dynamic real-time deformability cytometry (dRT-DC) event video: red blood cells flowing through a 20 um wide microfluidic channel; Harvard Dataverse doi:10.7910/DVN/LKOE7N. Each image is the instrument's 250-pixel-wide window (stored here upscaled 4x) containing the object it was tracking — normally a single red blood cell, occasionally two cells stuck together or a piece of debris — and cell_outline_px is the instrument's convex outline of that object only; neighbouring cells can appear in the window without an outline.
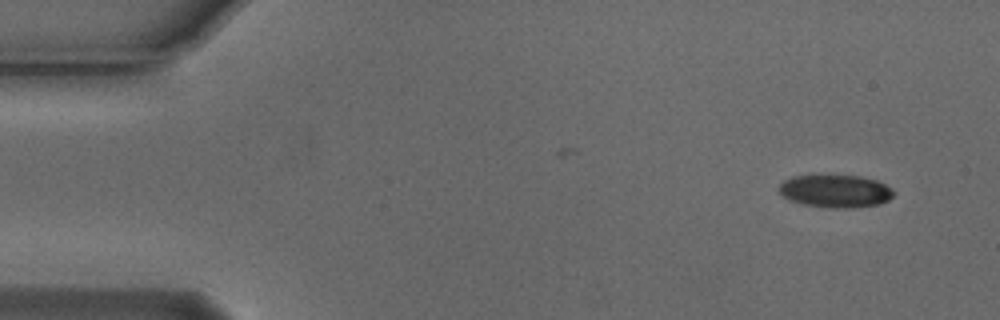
{"species": "Egyptian fruit bat (a non-hibernating species)", "species_latin": "Rousettus aegyptiacus", "temperature_condition": "cold", "stored_images_in_passage": 2, "camera_frame_rate_fps": 3000, "um_per_image_px": 0.085, "animal": {"sex": "male"}, "frame": {"image": 1, "passage_image": 2, "time_ms": 0.333, "image_size_px": [1000, 320], "cell_outline_px": [[896, 192], [888, 200], [880, 204], [852, 208], [832, 208], [804, 204], [792, 200], [784, 196], [776, 188], [784, 180], [792, 176], [860, 176], [876, 180], [892, 188]], "centroid_in_image_um": [71.04, 16.25], "position_along_channel_um": 14.0, "area_um2": 21.73}}